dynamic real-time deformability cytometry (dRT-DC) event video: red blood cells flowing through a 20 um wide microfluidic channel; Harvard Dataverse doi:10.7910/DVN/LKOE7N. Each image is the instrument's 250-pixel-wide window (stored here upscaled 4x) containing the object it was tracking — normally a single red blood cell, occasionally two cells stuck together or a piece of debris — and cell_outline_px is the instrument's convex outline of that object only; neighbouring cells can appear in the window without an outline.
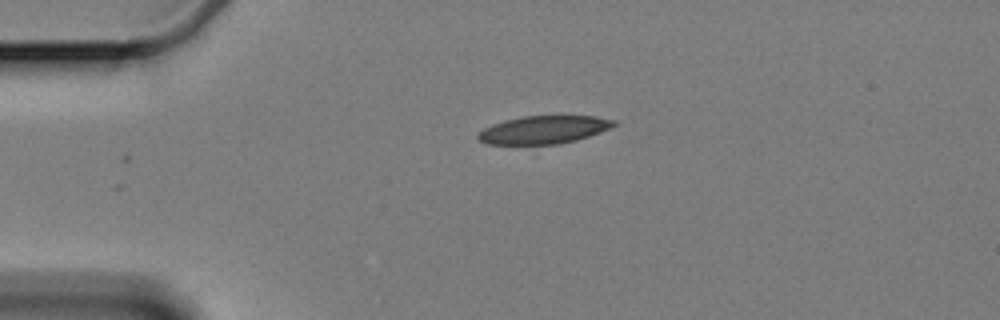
{"species": "Egyptian fruit bat (a non-hibernating species)", "species_latin": "Rousettus aegyptiacus", "temperature_condition": "cold", "stored_images_in_passage": 35, "camera_frame_rate_fps": 3000, "um_per_image_px": 0.085, "animal": {"sex": "female"}, "frame": {"image": 1, "passage_image": 1, "time_ms": 0.0, "image_size_px": [1000, 320], "cell_outline_px": [[620, 124], [600, 132], [576, 140], [556, 144], [488, 144], [480, 140], [476, 136], [484, 128], [492, 124], [504, 120], [524, 116], [560, 112], [596, 116], [616, 120]], "centroid_in_image_um": [46.31, 10.96], "position_along_channel_um": 38.7, "area_um2": 23.12}}
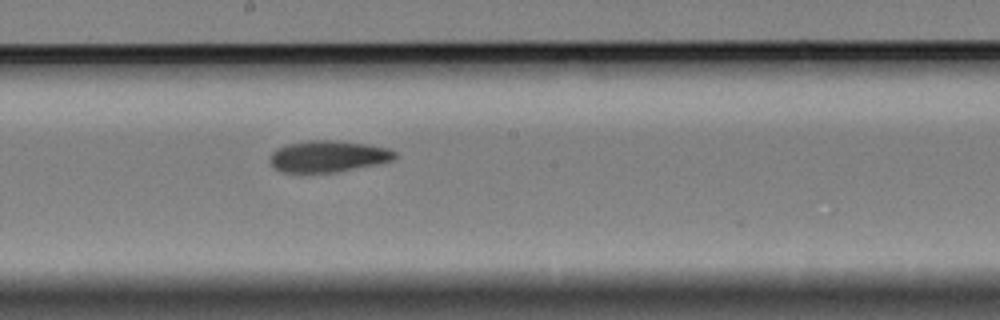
{"frame": {"image": 2, "passage_image": 20, "time_ms": 6.333, "image_size_px": [1000, 320], "cell_outline_px": [[396, 156], [392, 160], [376, 164], [336, 172], [300, 176], [280, 172], [272, 164], [272, 152], [276, 148], [284, 144], [308, 140], [332, 140], [368, 144], [388, 148], [396, 152]], "centroid_in_image_um": [27.82, 13.32], "position_along_channel_um": 220.4, "area_um2": 23.58}}
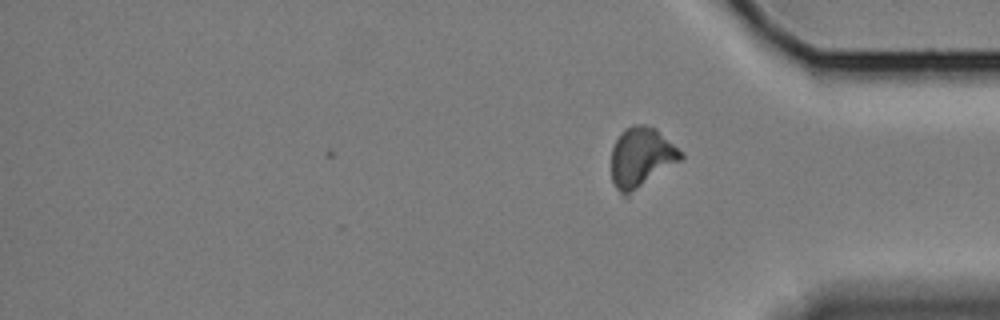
{"frame": {"image": 3, "passage_image": 35, "time_ms": 11.333, "image_size_px": [1000, 320], "cell_outline_px": [[684, 156], [680, 160], [628, 196], [624, 196], [616, 188], [612, 180], [612, 148], [620, 132], [624, 128], [632, 124], [644, 124], [656, 128], [684, 152]], "centroid_in_image_um": [54.51, 13.35], "position_along_channel_um": 380.7, "area_um2": 24.39}, "authors_computed_cell_mechanics": {"area_um2": 23.12, "velocity_mm_per_s": 3.346, "shape_relaxation_time_tau1_ms": 7.1625, "shape_relaxation_time_tau2_ms": 8.4973, "deformation_change_tau1": 0.1388, "deformation_change_tau2": 0.1558}}